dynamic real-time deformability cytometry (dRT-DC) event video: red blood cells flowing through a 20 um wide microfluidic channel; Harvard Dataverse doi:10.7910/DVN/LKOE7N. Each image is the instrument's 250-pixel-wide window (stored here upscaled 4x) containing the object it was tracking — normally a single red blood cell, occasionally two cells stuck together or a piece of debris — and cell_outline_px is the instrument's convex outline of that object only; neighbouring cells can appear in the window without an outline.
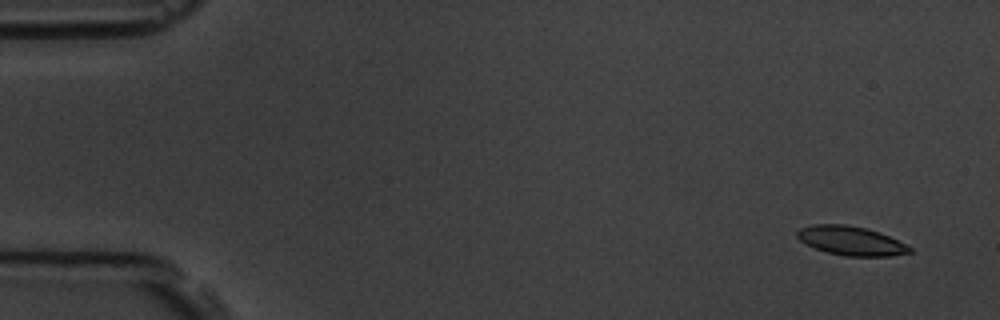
{"species": "common noctule bat (a hibernating species)", "species_latin": "Nyctalus noctula", "temperature_condition": "room temperature", "stored_images_in_passage": 11, "camera_frame_rate_fps": 3000, "um_per_image_px": 0.085, "animal": {"sex": "male", "body_mass_g": 19.5, "forearm_length_mm": 54.6}, "frame": {"image": 1, "passage_image": 2, "time_ms": 1.0, "image_size_px": [1000, 320], "cell_outline_px": [[912, 252], [888, 256], [844, 256], [828, 252], [816, 248], [800, 240], [796, 236], [796, 232], [800, 228], [812, 224], [848, 224], [868, 228], [880, 232], [912, 248]], "centroid_in_image_um": [72.32, 20.45], "position_along_channel_um": 12.7, "area_um2": 18.96}}
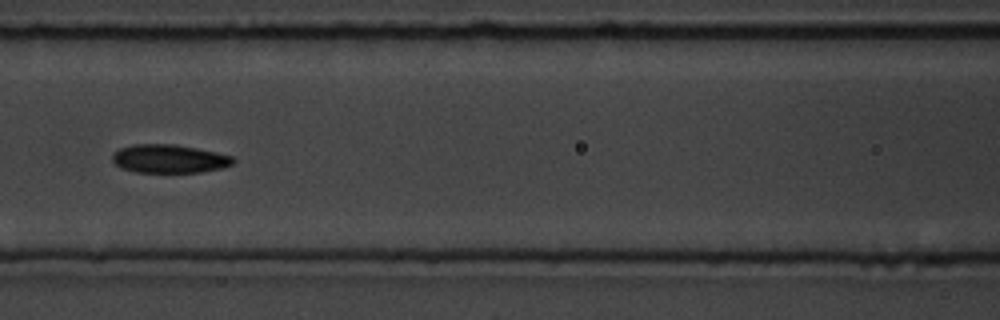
{"frame": {"image": 2, "passage_image": 8, "time_ms": 8.0, "image_size_px": [1000, 320], "cell_outline_px": [[236, 160], [232, 164], [220, 168], [200, 172], [136, 172], [120, 168], [112, 160], [112, 152], [120, 148], [132, 144], [176, 144], [216, 152], [232, 156]], "centroid_in_image_um": [14.35, 13.48], "position_along_channel_um": 152.3, "area_um2": 20.06}}
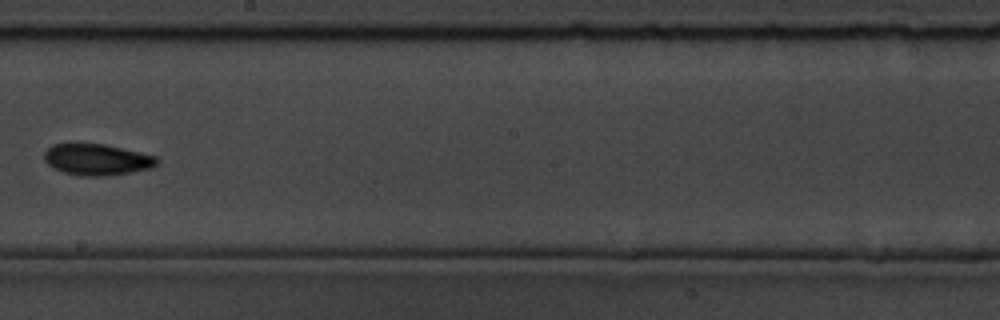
{"frame": {"image": 3, "passage_image": 10, "time_ms": 10.333, "image_size_px": [1000, 320], "cell_outline_px": [[160, 160], [152, 168], [108, 176], [80, 176], [64, 172], [52, 168], [44, 160], [44, 152], [52, 144], [76, 140], [104, 144], [140, 152], [156, 156]], "centroid_in_image_um": [8.18, 13.52], "position_along_channel_um": 240.0, "area_um2": 21.33}}